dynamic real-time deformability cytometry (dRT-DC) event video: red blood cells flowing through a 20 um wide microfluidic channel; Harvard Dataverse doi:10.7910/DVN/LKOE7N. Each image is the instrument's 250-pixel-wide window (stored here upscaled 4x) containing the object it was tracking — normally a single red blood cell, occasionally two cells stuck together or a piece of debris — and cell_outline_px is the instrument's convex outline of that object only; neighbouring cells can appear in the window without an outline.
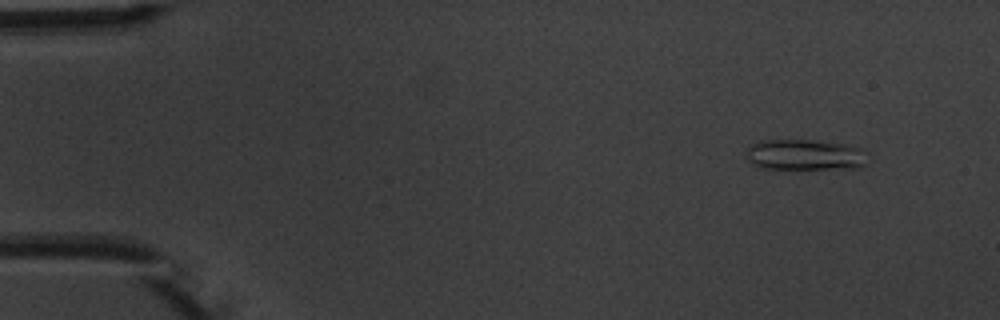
{"species": "common noctule bat (a hibernating species)", "species_latin": "Nyctalus noctula", "temperature_condition": "warm", "stored_images_in_passage": 5, "camera_frame_rate_fps": 3000, "um_per_image_px": 0.085, "animal": {"sex": "male", "body_mass_g": 20.1, "forearm_length_mm": 53.5}, "frame": {"image": 1, "passage_image": 2, "time_ms": 1.0, "image_size_px": [1000, 320], "cell_outline_px": [[868, 152], [864, 164], [856, 168], [760, 168], [752, 164], [748, 160], [744, 152], [752, 144], [760, 140], [808, 140], [844, 144], [860, 148]], "centroid_in_image_um": [68.38, 13.15], "position_along_channel_um": 16.6, "area_um2": 21.68}}